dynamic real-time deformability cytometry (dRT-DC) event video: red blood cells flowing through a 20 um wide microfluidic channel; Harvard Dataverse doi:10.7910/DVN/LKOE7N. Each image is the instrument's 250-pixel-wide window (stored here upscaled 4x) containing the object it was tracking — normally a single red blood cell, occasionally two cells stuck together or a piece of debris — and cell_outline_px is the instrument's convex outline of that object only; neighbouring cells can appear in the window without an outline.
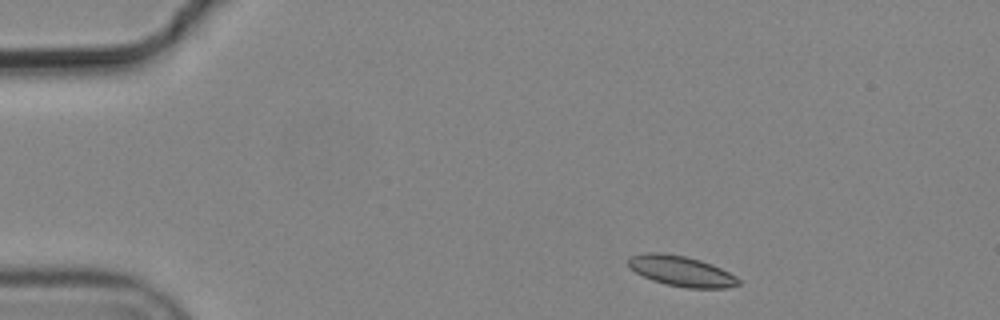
{"species": "common noctule bat (a hibernating species)", "species_latin": "Nyctalus noctula", "temperature_condition": "cold", "stored_images_in_passage": 3, "camera_frame_rate_fps": 3000, "um_per_image_px": 0.085, "animal": {"sex": "male", "body_mass_g": 19.2, "forearm_length_mm": 51.8}, "frame": {"image": 1, "passage_image": 1, "time_ms": 0.0, "image_size_px": [1000, 320], "cell_outline_px": [[740, 284], [728, 288], [688, 288], [668, 284], [652, 280], [636, 272], [628, 264], [628, 260], [632, 256], [648, 252], [660, 252], [684, 256], [700, 260], [720, 268], [736, 276], [740, 280]], "centroid_in_image_um": [57.94, 23.04], "position_along_channel_um": 27.1, "area_um2": 19.19}}